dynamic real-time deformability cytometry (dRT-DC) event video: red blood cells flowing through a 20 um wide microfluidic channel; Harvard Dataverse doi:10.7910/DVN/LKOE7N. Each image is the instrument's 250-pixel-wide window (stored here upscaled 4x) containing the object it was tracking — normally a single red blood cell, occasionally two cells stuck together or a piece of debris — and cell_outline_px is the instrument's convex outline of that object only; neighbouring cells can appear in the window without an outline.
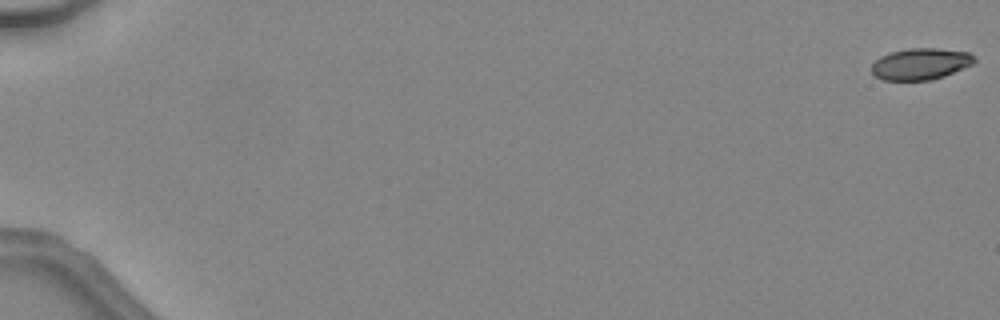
{"species": "common noctule bat (a hibernating species)", "species_latin": "Nyctalus noctula", "temperature_condition": "warm", "stored_images_in_passage": 48, "camera_frame_rate_fps": 3000, "um_per_image_px": 0.085, "animal": {"sex": "female", "body_mass_g": 24.6, "forearm_length_mm": 56.2}, "frame": {"image": 1, "passage_image": 1, "time_ms": 0.0, "image_size_px": [1000, 320], "cell_outline_px": [[976, 60], [972, 64], [944, 76], [932, 80], [884, 80], [876, 76], [872, 72], [872, 64], [880, 56], [888, 52], [908, 48], [936, 48], [968, 52], [976, 56]], "centroid_in_image_um": [78.25, 5.42], "position_along_channel_um": 6.8, "area_um2": 18.9}}
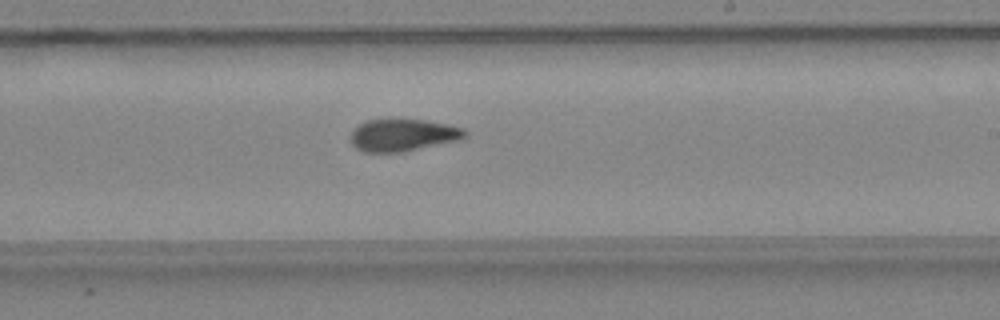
{"frame": {"image": 2, "passage_image": 31, "time_ms": 10.0, "image_size_px": [1000, 320], "cell_outline_px": [[468, 136], [460, 140], [404, 152], [364, 152], [356, 148], [348, 140], [348, 136], [352, 128], [368, 120], [424, 120], [448, 124], [464, 128], [468, 132]], "centroid_in_image_um": [34.24, 11.49], "position_along_channel_um": 254.8, "area_um2": 21.79}}
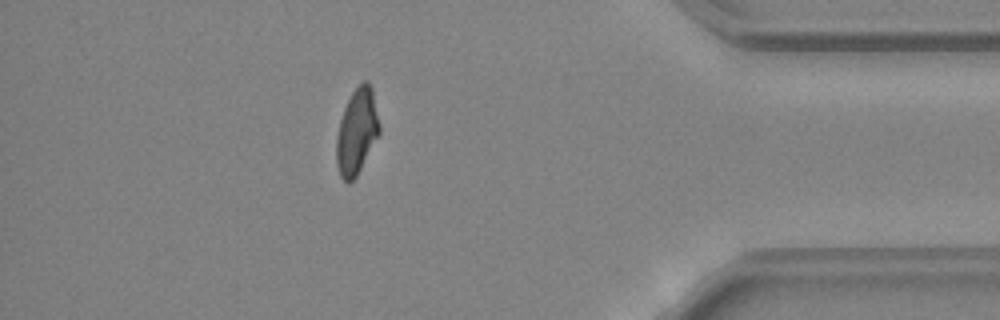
{"frame": {"image": 3, "passage_image": 43, "time_ms": 14.0, "image_size_px": [1000, 320], "cell_outline_px": [[380, 132], [356, 176], [348, 184], [340, 176], [336, 164], [336, 136], [340, 120], [344, 108], [352, 92], [364, 80], [368, 80], [372, 88], [380, 124]], "centroid_in_image_um": [30.32, 11.17], "position_along_channel_um": 404.9, "area_um2": 21.33}, "authors_computed_cell_mechanics": {"area_um2": 21.6172, "velocity_mm_per_s": 4.5431, "shape_relaxation_time_tau1_ms": 5.2655, "shape_relaxation_time_tau2_ms": 1.8084, "deformation_change_tau1": 0.181, "deformation_change_tau2": 0.0764}}